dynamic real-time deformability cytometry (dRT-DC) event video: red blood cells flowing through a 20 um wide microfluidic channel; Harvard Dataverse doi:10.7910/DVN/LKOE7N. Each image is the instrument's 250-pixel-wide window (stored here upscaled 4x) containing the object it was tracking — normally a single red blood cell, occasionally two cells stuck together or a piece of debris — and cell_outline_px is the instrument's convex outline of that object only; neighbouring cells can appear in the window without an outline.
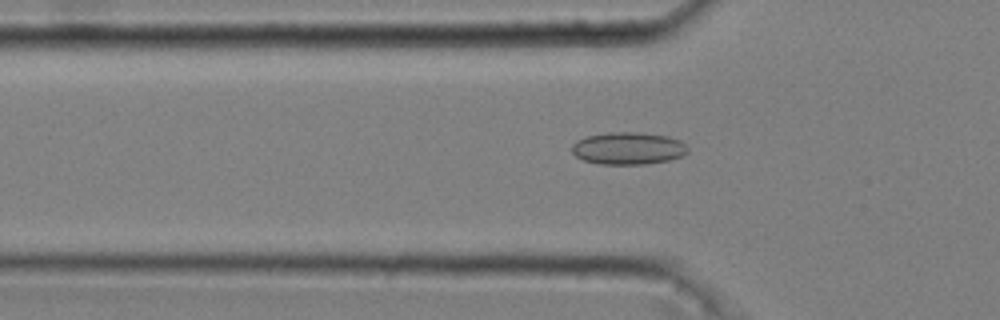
{"species": "common noctule bat (a hibernating species)", "species_latin": "Nyctalus noctula", "temperature_condition": "cold", "stored_images_in_passage": 44, "camera_frame_rate_fps": 3000, "um_per_image_px": 0.085, "animal": {"sex": "male", "body_mass_g": 20.4}, "frame": {"image": 1, "passage_image": 11, "time_ms": 3.333, "image_size_px": [1000, 320], "cell_outline_px": [[688, 152], [680, 156], [668, 160], [644, 164], [600, 164], [584, 160], [576, 156], [572, 152], [572, 144], [576, 140], [588, 136], [608, 132], [636, 132], [668, 136], [680, 140], [688, 148]], "centroid_in_image_um": [53.38, 12.6], "position_along_channel_um": 72.4, "area_um2": 21.73}}
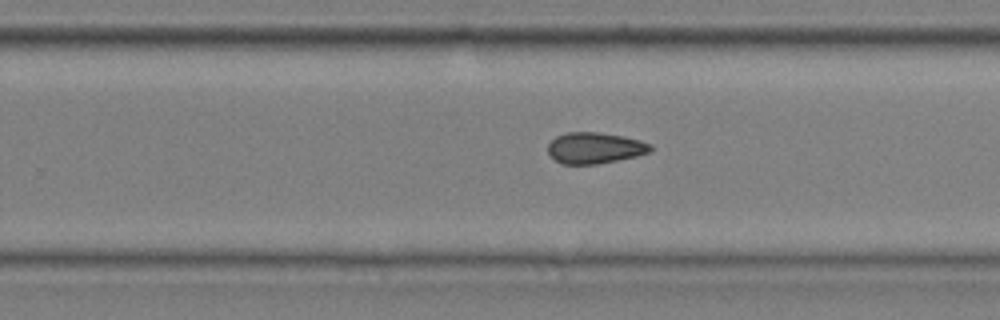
{"frame": {"image": 2, "passage_image": 28, "time_ms": 9.0, "image_size_px": [1000, 320], "cell_outline_px": [[652, 152], [636, 156], [596, 164], [564, 164], [556, 160], [548, 152], [548, 144], [556, 136], [564, 132], [600, 132], [624, 136], [640, 140], [652, 144]], "centroid_in_image_um": [50.58, 12.56], "position_along_channel_um": 279.2, "area_um2": 18.67}}
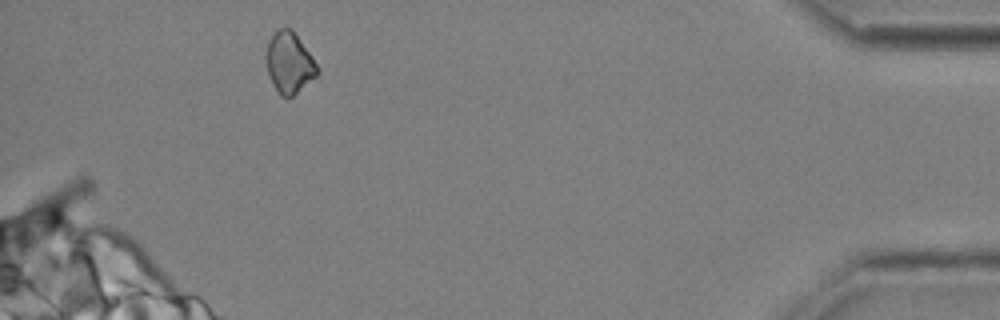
{"frame": {"image": 3, "passage_image": 43, "time_ms": 14.0, "image_size_px": [1000, 320], "cell_outline_px": [[320, 68], [316, 76], [292, 96], [280, 96], [272, 84], [264, 60], [264, 56], [268, 40], [280, 28], [292, 28], [312, 56]], "centroid_in_image_um": [24.57, 5.32], "position_along_channel_um": 410.6, "area_um2": 18.26}, "authors_computed_cell_mechanics": {"area_um2": 19.0451, "velocity_mm_per_s": 3.6471, "shape_relaxation_time_tau1_ms": 7.6089, "shape_relaxation_time_tau2_ms": 7.7507, "deformation_change_tau1": 0.0853, "deformation_change_tau2": 0.1432}}